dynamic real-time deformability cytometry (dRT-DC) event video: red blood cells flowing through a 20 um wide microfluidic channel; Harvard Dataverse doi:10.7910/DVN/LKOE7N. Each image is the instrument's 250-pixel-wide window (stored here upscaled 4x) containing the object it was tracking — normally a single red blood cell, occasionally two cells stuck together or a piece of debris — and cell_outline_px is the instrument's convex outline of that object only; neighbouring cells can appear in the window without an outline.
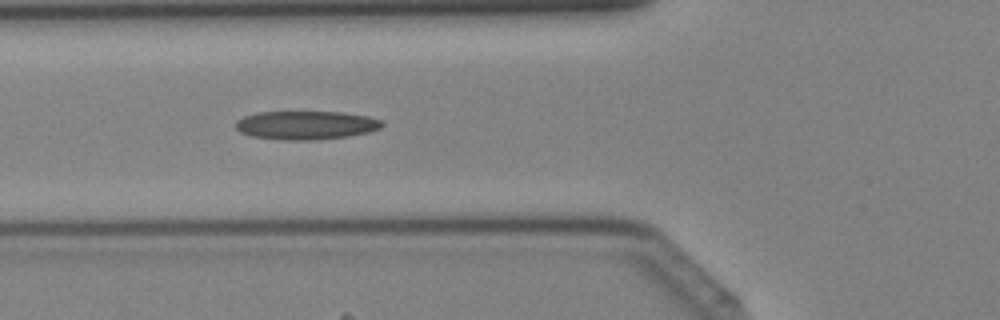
{"species": "Egyptian fruit bat (a non-hibernating species)", "species_latin": "Rousettus aegyptiacus", "temperature_condition": "cold", "stored_images_in_passage": 42, "camera_frame_rate_fps": 3000, "um_per_image_px": 0.085, "animal": {"sex": "female"}, "frame": {"image": 1, "passage_image": 16, "time_ms": 5.0, "image_size_px": [1000, 320], "cell_outline_px": [[384, 124], [380, 128], [368, 132], [348, 136], [312, 140], [284, 140], [252, 136], [240, 132], [236, 128], [236, 120], [244, 116], [260, 112], [340, 112], [368, 116], [380, 120]], "centroid_in_image_um": [26.0, 10.64], "position_along_channel_um": 99.8, "area_um2": 24.22}}
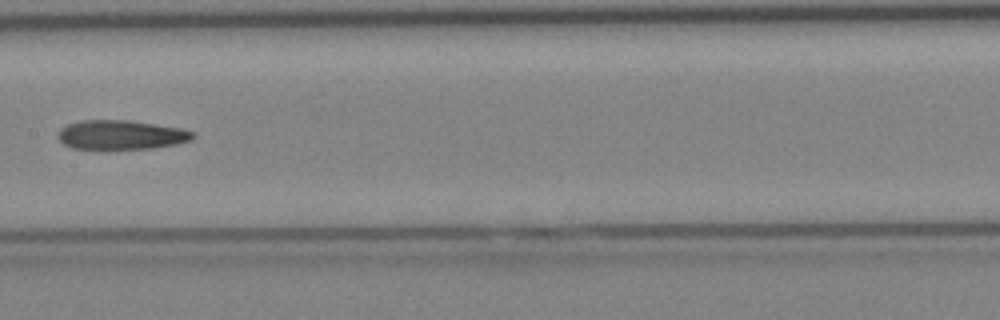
{"frame": {"image": 2, "passage_image": 22, "time_ms": 7.0, "image_size_px": [1000, 320], "cell_outline_px": [[196, 136], [192, 140], [176, 144], [152, 148], [104, 152], [72, 148], [64, 144], [56, 136], [60, 128], [68, 124], [80, 120], [128, 120], [184, 128], [196, 132]], "centroid_in_image_um": [10.28, 11.5], "position_along_channel_um": 197.1, "area_um2": 24.22}}
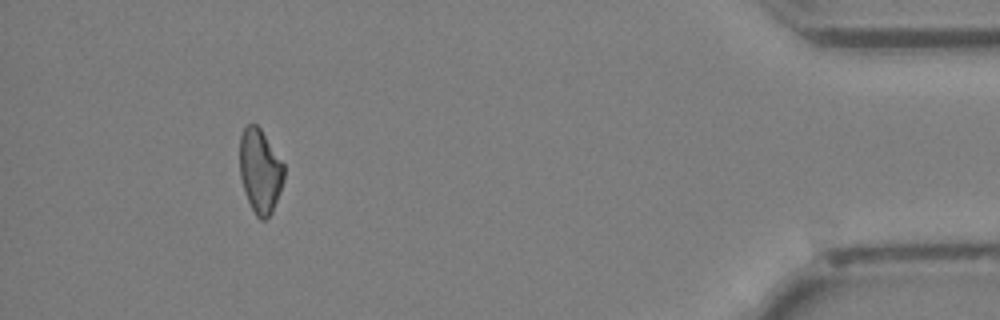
{"frame": {"image": 3, "passage_image": 39, "time_ms": 12.667, "image_size_px": [1000, 320], "cell_outline_px": [[284, 180], [280, 192], [272, 212], [264, 220], [260, 220], [256, 216], [248, 200], [240, 176], [240, 136], [244, 128], [248, 124], [256, 124], [260, 128], [284, 164]], "centroid_in_image_um": [22.11, 14.53], "position_along_channel_um": 413.1, "area_um2": 21.5}}